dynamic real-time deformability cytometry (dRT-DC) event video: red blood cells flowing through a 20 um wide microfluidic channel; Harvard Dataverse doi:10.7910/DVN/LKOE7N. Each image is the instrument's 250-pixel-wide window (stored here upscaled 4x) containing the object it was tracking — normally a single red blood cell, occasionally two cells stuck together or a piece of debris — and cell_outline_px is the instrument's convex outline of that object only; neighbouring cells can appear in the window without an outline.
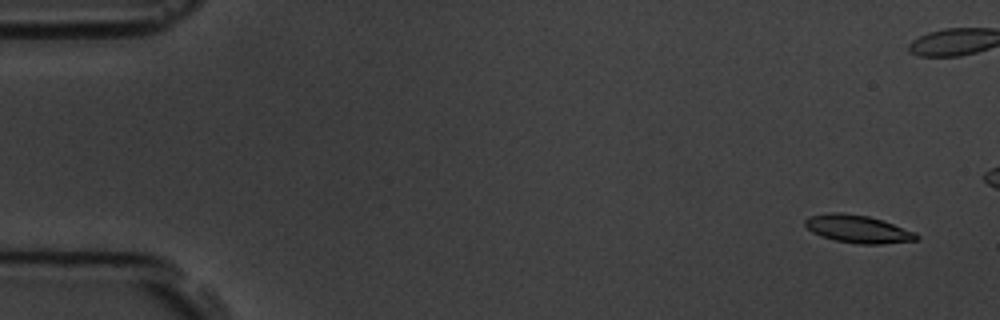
{"species": "common noctule bat (a hibernating species)", "species_latin": "Nyctalus noctula", "temperature_condition": "room temperature", "stored_images_in_passage": 5, "camera_frame_rate_fps": 3000, "um_per_image_px": 0.085, "animal": {"sex": "male", "body_mass_g": 19.5, "forearm_length_mm": 54.6}, "frame": {"image": 1, "passage_image": 1, "time_ms": 0.0, "image_size_px": [1000, 320], "cell_outline_px": [[920, 236], [916, 240], [880, 244], [856, 244], [836, 240], [820, 236], [812, 232], [804, 224], [804, 220], [808, 216], [832, 212], [840, 212], [868, 216], [916, 232]], "centroid_in_image_um": [72.89, 19.46], "position_along_channel_um": 12.1, "area_um2": 17.92}}